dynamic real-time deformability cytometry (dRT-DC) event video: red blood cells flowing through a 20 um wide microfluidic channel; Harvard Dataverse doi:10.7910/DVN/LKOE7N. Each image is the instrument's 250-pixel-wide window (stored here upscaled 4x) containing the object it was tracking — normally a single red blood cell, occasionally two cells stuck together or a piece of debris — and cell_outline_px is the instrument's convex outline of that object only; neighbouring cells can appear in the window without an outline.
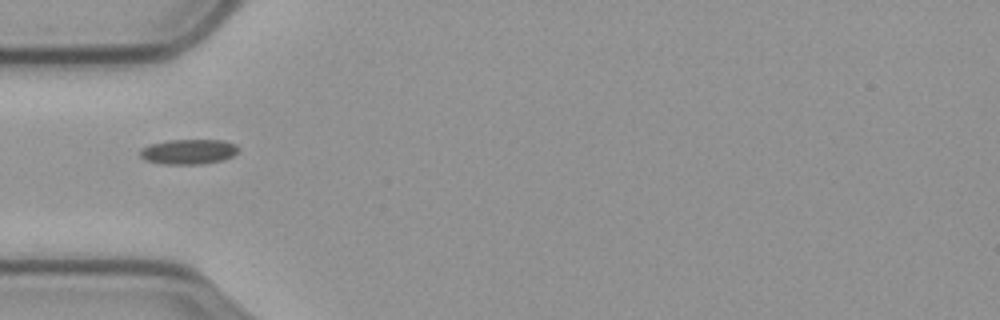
{"species": "common noctule bat (a hibernating species)", "species_latin": "Nyctalus noctula", "temperature_condition": "cold", "stored_images_in_passage": 34, "camera_frame_rate_fps": 3000, "um_per_image_px": 0.085, "animal": {"sex": "male", "body_mass_g": 23.1, "forearm_length_mm": 52.7}, "frame": {"image": 1, "passage_image": 1, "time_ms": 0.0, "image_size_px": [1000, 320], "cell_outline_px": [[240, 148], [232, 156], [220, 160], [200, 164], [164, 164], [144, 160], [140, 156], [140, 148], [148, 144], [168, 140], [224, 140], [236, 144]], "centroid_in_image_um": [15.99, 12.88], "position_along_channel_um": 69.0, "area_um2": 14.39}}
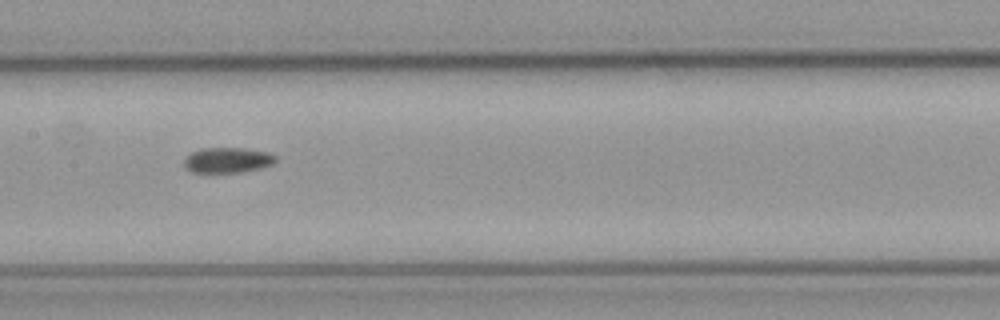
{"frame": {"image": 2, "passage_image": 11, "time_ms": 3.333, "image_size_px": [1000, 320], "cell_outline_px": [[276, 160], [272, 164], [260, 168], [240, 172], [192, 172], [184, 164], [184, 160], [192, 152], [200, 148], [244, 148], [268, 152], [276, 156]], "centroid_in_image_um": [19.36, 13.6], "position_along_channel_um": 188.0, "area_um2": 13.35}}
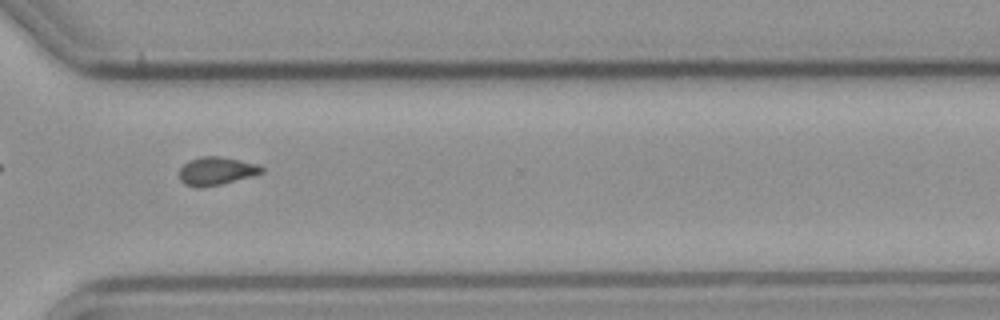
{"frame": {"image": 3, "passage_image": 25, "time_ms": 8.0, "image_size_px": [1000, 320], "cell_outline_px": [[264, 172], [252, 176], [220, 184], [200, 188], [196, 188], [184, 184], [180, 180], [180, 168], [188, 160], [200, 156], [220, 156], [260, 164], [264, 168]], "centroid_in_image_um": [18.39, 14.53], "position_along_channel_um": 352.2, "area_um2": 13.64}}